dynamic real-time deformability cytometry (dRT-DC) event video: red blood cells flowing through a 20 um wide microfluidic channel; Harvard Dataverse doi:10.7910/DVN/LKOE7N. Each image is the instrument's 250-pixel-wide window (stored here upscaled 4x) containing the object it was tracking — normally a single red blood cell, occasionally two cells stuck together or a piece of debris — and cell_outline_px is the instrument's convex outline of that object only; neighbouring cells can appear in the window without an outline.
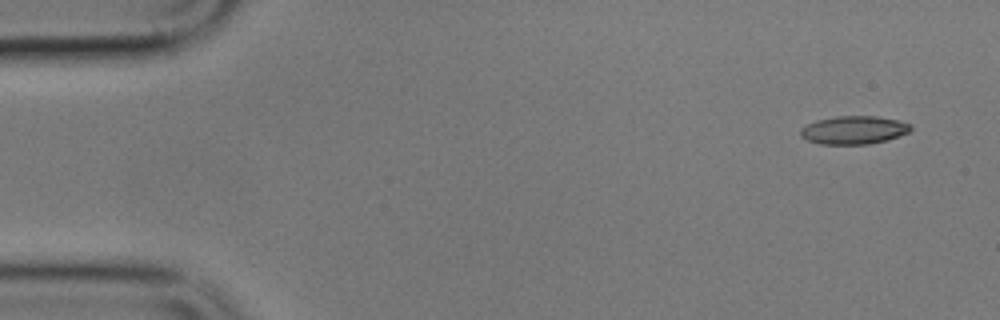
{"species": "common noctule bat (a hibernating species)", "species_latin": "Nyctalus noctula", "temperature_condition": "cold", "stored_images_in_passage": 3, "segment_of_instrument_passage": [2, 2], "camera_frame_rate_fps": 3000, "um_per_image_px": 0.085, "animal": {"sex": "male", "body_mass_g": 17.9}, "frame": {"image": 1, "passage_image": 3, "time_ms": 4.0, "image_size_px": [1000, 320], "cell_outline_px": [[912, 128], [908, 132], [888, 140], [868, 144], [820, 144], [808, 140], [800, 136], [800, 128], [816, 120], [836, 116], [876, 116], [900, 120], [912, 124]], "centroid_in_image_um": [72.59, 11.05], "position_along_channel_um": 12.4, "area_um2": 18.21}}